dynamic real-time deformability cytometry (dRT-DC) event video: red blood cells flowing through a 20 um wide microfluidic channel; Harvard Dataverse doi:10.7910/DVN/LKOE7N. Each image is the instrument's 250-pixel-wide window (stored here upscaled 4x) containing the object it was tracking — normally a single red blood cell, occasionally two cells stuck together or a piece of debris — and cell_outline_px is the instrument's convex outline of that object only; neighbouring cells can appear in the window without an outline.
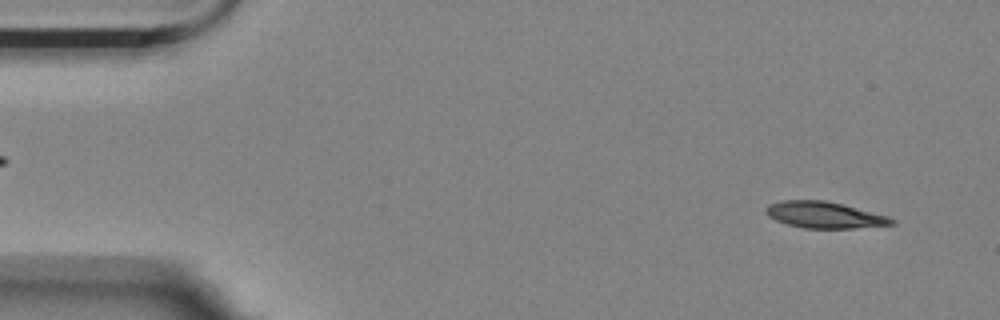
{"species": "Egyptian fruit bat (a non-hibernating species)", "species_latin": "Rousettus aegyptiacus", "temperature_condition": "room temperature", "stored_images_in_passage": 55, "camera_frame_rate_fps": 3000, "um_per_image_px": 0.085, "animal": {"sex": "female"}, "frame": {"image": 1, "passage_image": 3, "time_ms": 0.667, "image_size_px": [1000, 320], "cell_outline_px": [[896, 224], [852, 228], [804, 228], [788, 224], [776, 220], [768, 216], [764, 212], [764, 208], [768, 204], [784, 200], [824, 200], [888, 216], [896, 220]], "centroid_in_image_um": [70.04, 18.27], "position_along_channel_um": 15.0, "area_um2": 19.19}}
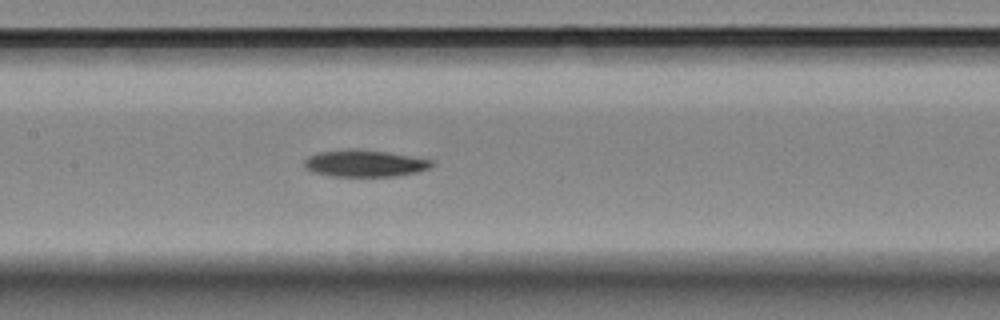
{"frame": {"image": 2, "passage_image": 25, "time_ms": 8.0, "image_size_px": [1000, 320], "cell_outline_px": [[436, 164], [428, 168], [416, 172], [396, 176], [332, 176], [312, 172], [304, 168], [304, 160], [308, 156], [316, 152], [348, 148], [356, 148], [384, 152], [432, 160]], "centroid_in_image_um": [30.92, 13.88], "position_along_channel_um": 176.5, "area_um2": 20.0}}
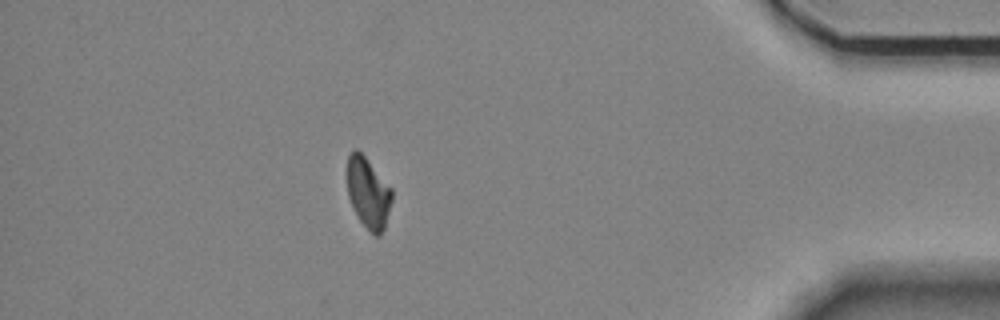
{"frame": {"image": 3, "passage_image": 48, "time_ms": 15.667, "image_size_px": [1000, 320], "cell_outline_px": [[392, 200], [384, 228], [380, 236], [376, 236], [360, 220], [348, 196], [348, 156], [352, 148], [356, 148], [364, 156], [392, 188]], "centroid_in_image_um": [31.31, 16.37], "position_along_channel_um": 403.9, "area_um2": 18.03}, "authors_computed_cell_mechanics": {"area_um2": 19.652, "velocity_mm_per_s": 3.5507, "shape_relaxation_time_tau1_ms": 7.343, "shape_relaxation_time_tau2_ms": null, "deformation_change_tau1": 0.1593, "deformation_change_tau2": null}}